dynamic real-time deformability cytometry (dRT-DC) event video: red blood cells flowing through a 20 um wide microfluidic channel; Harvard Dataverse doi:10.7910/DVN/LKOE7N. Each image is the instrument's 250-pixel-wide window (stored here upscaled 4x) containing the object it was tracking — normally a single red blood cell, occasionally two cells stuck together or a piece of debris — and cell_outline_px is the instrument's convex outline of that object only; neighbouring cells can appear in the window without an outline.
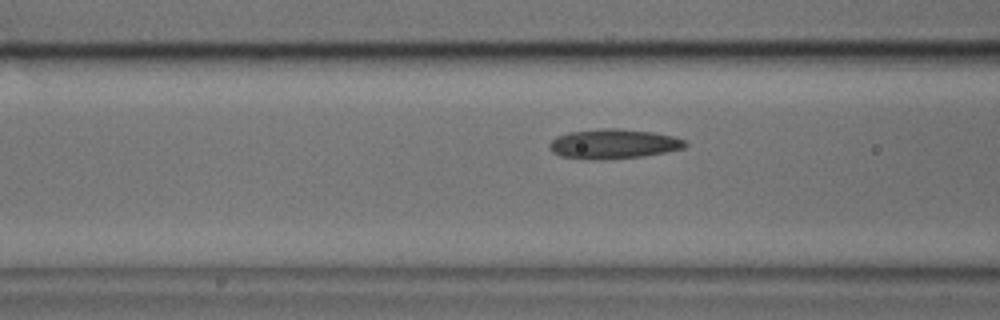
{"species": "common noctule bat (a hibernating species)", "species_latin": "Nyctalus noctula", "temperature_condition": "cold", "stored_images_in_passage": 36, "camera_frame_rate_fps": 3000, "um_per_image_px": 0.085, "animal": {"sex": "male", "body_mass_g": 17.9, "forearm_length_mm": 54.2}, "frame": {"image": 1, "passage_image": 11, "time_ms": 3.333, "image_size_px": [1000, 320], "cell_outline_px": [[688, 144], [684, 148], [644, 156], [600, 160], [592, 160], [560, 156], [552, 152], [548, 148], [548, 144], [556, 136], [568, 132], [604, 128], [616, 128], [652, 132], [672, 136], [684, 140]], "centroid_in_image_um": [52.09, 12.24], "position_along_channel_um": 114.5, "area_um2": 23.52}}
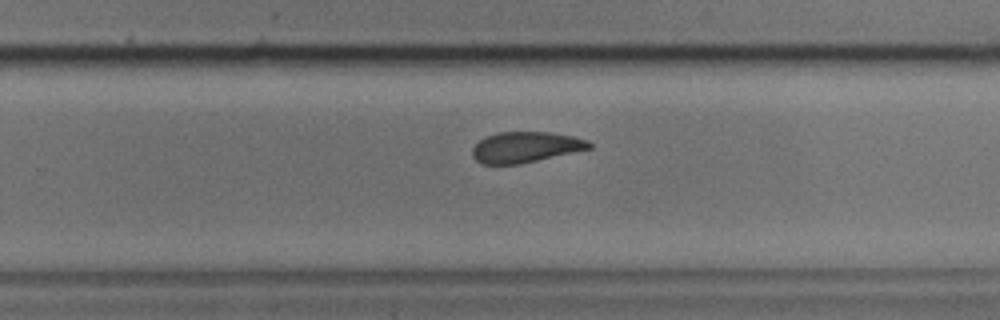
{"frame": {"image": 2, "passage_image": 24, "time_ms": 7.667, "image_size_px": [1000, 320], "cell_outline_px": [[592, 148], [520, 164], [480, 164], [472, 156], [472, 148], [484, 136], [500, 132], [552, 132], [572, 136], [588, 140], [592, 144]], "centroid_in_image_um": [44.66, 12.5], "position_along_channel_um": 285.1, "area_um2": 20.98}}
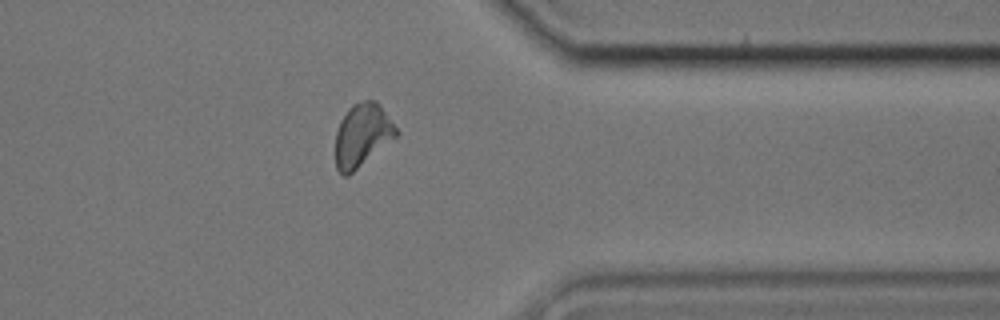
{"frame": {"image": 3, "passage_image": 32, "time_ms": 10.333, "image_size_px": [1000, 320], "cell_outline_px": [[400, 132], [396, 136], [348, 176], [344, 176], [336, 168], [336, 132], [340, 120], [348, 108], [352, 104], [364, 100], [376, 100], [380, 104]], "centroid_in_image_um": [30.78, 11.46], "position_along_channel_um": 380.6, "area_um2": 22.2}}